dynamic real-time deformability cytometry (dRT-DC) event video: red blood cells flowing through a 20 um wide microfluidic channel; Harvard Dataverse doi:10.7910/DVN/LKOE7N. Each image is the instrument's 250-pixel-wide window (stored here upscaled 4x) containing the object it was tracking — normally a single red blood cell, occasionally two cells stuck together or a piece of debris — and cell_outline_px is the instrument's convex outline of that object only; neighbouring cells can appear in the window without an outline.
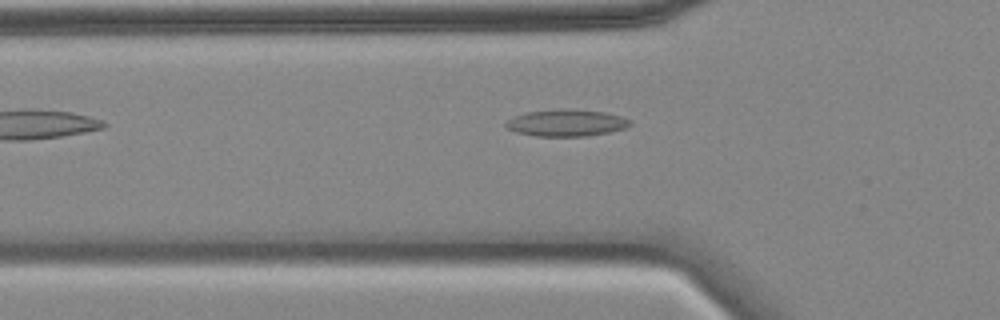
{"species": "common noctule bat (a hibernating species)", "species_latin": "Nyctalus noctula", "temperature_condition": "cold", "stored_images_in_passage": 44, "camera_frame_rate_fps": 3000, "um_per_image_px": 0.085, "animal": {"sex": "female", "body_mass_g": 18.4}, "frame": {"image": 1, "passage_image": 3, "time_ms": 0.667, "image_size_px": [1000, 320], "cell_outline_px": [[632, 124], [624, 128], [608, 132], [588, 136], [536, 136], [516, 132], [508, 128], [504, 124], [508, 120], [516, 116], [528, 112], [564, 108], [572, 108], [604, 112], [624, 116], [632, 120]], "centroid_in_image_um": [48.2, 10.43], "position_along_channel_um": 77.6, "area_um2": 19.48}}
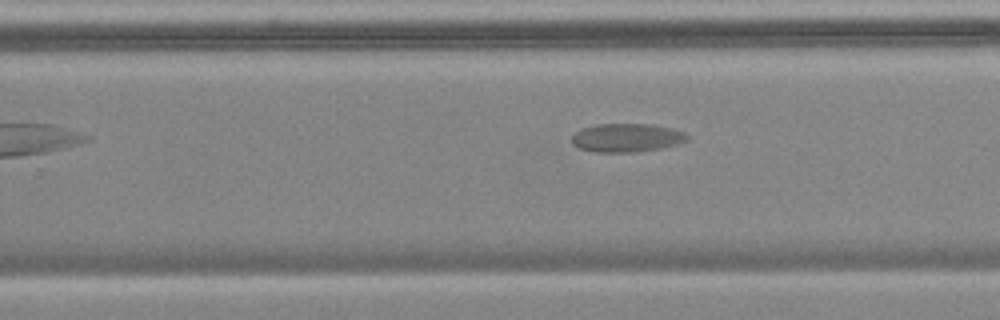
{"frame": {"image": 2, "passage_image": 21, "time_ms": 6.667, "image_size_px": [1000, 320], "cell_outline_px": [[688, 140], [676, 144], [660, 148], [636, 152], [592, 152], [580, 148], [572, 144], [572, 136], [580, 128], [596, 124], [652, 124], [672, 128], [684, 132], [688, 136]], "centroid_in_image_um": [53.24, 11.7], "position_along_channel_um": 276.6, "area_um2": 19.25}}
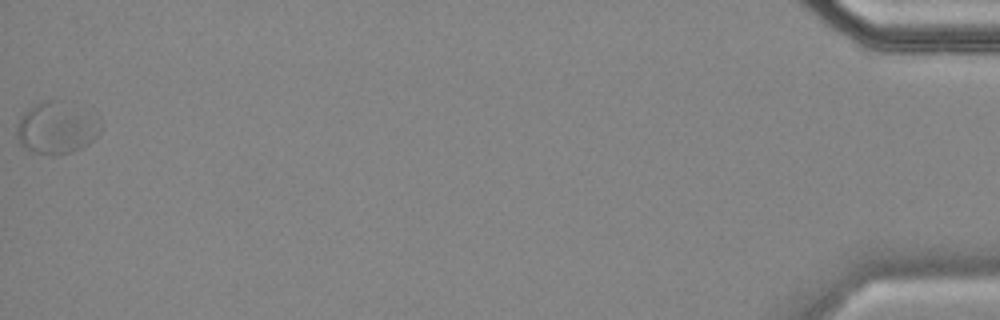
{"frame": {"image": 3, "passage_image": 44, "time_ms": 14.333, "image_size_px": [1000, 320], "cell_outline_px": [[100, 132], [88, 144], [72, 152], [52, 156], [36, 152], [24, 148], [20, 144], [16, 136], [16, 124], [24, 112], [36, 104], [44, 100], [52, 100], [92, 108], [96, 112], [100, 120]], "centroid_in_image_um": [4.85, 10.85], "position_along_channel_um": 430.3, "area_um2": 25.95}}